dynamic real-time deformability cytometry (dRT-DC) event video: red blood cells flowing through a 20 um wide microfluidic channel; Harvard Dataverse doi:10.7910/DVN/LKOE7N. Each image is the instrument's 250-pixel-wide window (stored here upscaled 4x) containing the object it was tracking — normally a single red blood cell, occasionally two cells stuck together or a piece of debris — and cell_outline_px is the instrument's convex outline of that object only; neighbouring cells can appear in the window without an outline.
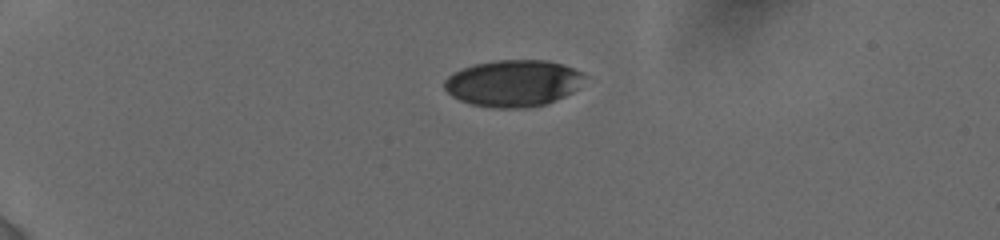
{"species": "human", "species_latin": "Homo sapiens", "temperature_condition": "cold", "stored_images_in_passage": 11, "camera_frame_rate_fps": 3000, "um_per_image_px": 0.085, "donor": {"sex": "female"}, "frame": {"image": 1, "passage_image": 1, "time_ms": 0.0, "image_size_px": [1000, 240], "cell_outline_px": [[584, 76], [576, 88], [572, 92], [564, 96], [544, 104], [520, 108], [492, 108], [472, 104], [460, 100], [452, 96], [444, 88], [444, 80], [448, 76], [464, 68], [476, 64], [496, 60], [548, 60], [572, 68], [580, 72]], "centroid_in_image_um": [43.58, 7.07], "position_along_channel_um": 41.4, "area_um2": 37.51}}